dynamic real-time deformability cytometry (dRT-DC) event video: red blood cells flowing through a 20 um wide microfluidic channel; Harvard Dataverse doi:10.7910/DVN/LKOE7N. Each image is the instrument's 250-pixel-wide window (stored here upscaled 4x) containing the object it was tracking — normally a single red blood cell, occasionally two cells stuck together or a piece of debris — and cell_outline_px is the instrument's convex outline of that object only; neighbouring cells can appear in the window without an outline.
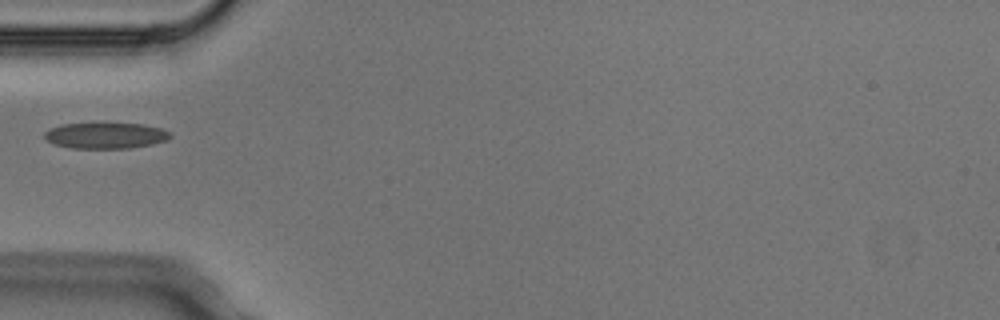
{"species": "Egyptian fruit bat (a non-hibernating species)", "species_latin": "Rousettus aegyptiacus", "temperature_condition": "cold", "stored_images_in_passage": 1, "camera_frame_rate_fps": 3000, "um_per_image_px": 0.085, "animal": {"sex": "male"}, "frame": {"image": 1, "passage_image": 1, "time_ms": 0.0, "image_size_px": [1000, 320], "cell_outline_px": [[172, 136], [168, 140], [152, 144], [128, 148], [72, 148], [56, 144], [48, 140], [44, 136], [44, 132], [60, 124], [144, 124], [160, 128], [172, 132]], "centroid_in_image_um": [9.03, 11.52], "position_along_channel_um": 76.0, "area_um2": 18.79}}